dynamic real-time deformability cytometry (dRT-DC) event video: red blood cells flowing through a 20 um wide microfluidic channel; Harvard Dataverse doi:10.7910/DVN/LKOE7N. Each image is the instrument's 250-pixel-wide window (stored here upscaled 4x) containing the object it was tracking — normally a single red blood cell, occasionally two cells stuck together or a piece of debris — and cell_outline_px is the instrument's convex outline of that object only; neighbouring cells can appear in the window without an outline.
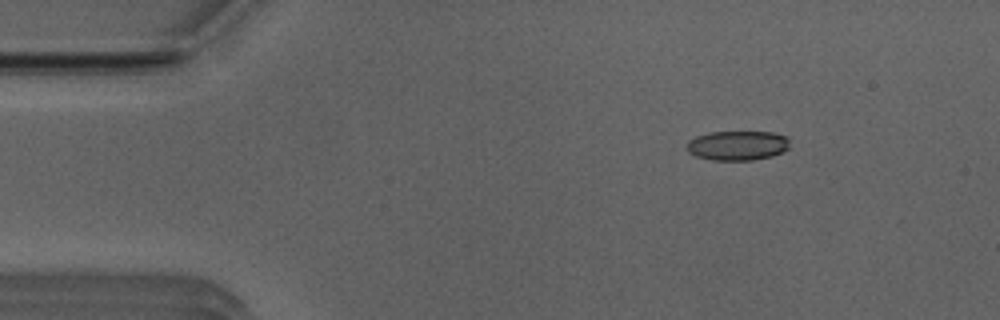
{"species": "Egyptian fruit bat (a non-hibernating species)", "species_latin": "Rousettus aegyptiacus", "temperature_condition": "room temperature", "stored_images_in_passage": 7, "camera_frame_rate_fps": 3000, "um_per_image_px": 0.085, "animal": {"sex": "male"}, "frame": {"image": 1, "passage_image": 1, "time_ms": 0.0, "image_size_px": [1000, 320], "cell_outline_px": [[788, 148], [772, 156], [752, 160], [712, 160], [696, 156], [688, 152], [688, 140], [696, 136], [712, 132], [772, 132], [788, 136]], "centroid_in_image_um": [62.69, 12.36], "position_along_channel_um": 22.3, "area_um2": 17.63}}